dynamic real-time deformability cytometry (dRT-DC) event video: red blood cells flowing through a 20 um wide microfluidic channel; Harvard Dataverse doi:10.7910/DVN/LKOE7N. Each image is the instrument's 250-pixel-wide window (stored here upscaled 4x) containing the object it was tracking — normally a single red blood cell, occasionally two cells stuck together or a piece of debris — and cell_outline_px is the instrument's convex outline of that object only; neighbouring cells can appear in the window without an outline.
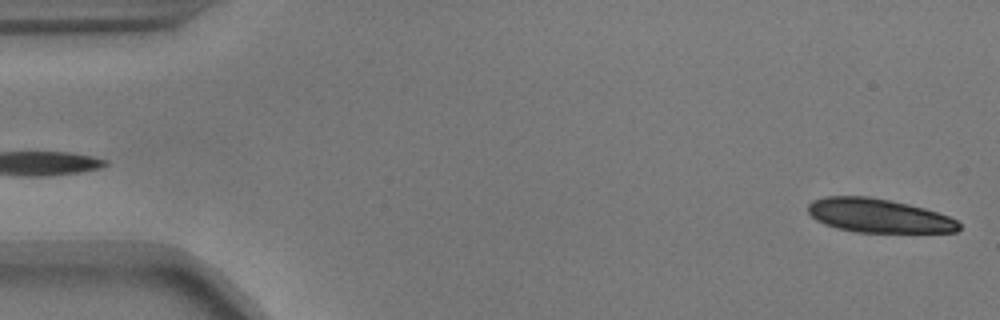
{"species": "common noctule bat (a hibernating species)", "species_latin": "Nyctalus noctula", "temperature_condition": "warm", "stored_images_in_passage": 56, "camera_frame_rate_fps": 3000, "um_per_image_px": 0.085, "animal": {"sex": "male", "body_mass_g": 17.9}, "frame": {"image": 1, "passage_image": 2, "time_ms": 0.333, "image_size_px": [1000, 320], "cell_outline_px": [[960, 228], [956, 232], [856, 232], [836, 228], [824, 224], [816, 220], [808, 212], [808, 204], [812, 200], [824, 196], [868, 196], [908, 204], [924, 208], [948, 216], [956, 220], [960, 224]], "centroid_in_image_um": [74.64, 18.33], "position_along_channel_um": 10.4, "area_um2": 29.71}}
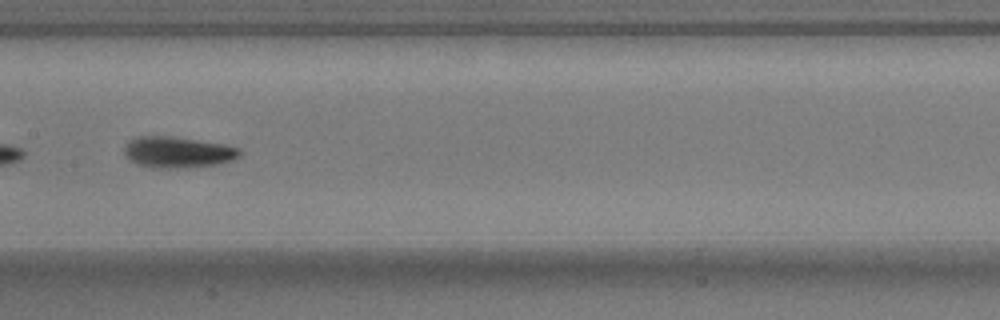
{"frame": {"image": 2, "passage_image": 28, "time_ms": 9.0, "image_size_px": [1000, 320], "cell_outline_px": [[240, 156], [232, 160], [216, 164], [188, 168], [152, 168], [136, 164], [124, 152], [124, 148], [128, 140], [136, 136], [172, 136], [220, 144], [236, 148], [240, 152]], "centroid_in_image_um": [15.05, 12.94], "position_along_channel_um": 192.4, "area_um2": 20.75}}
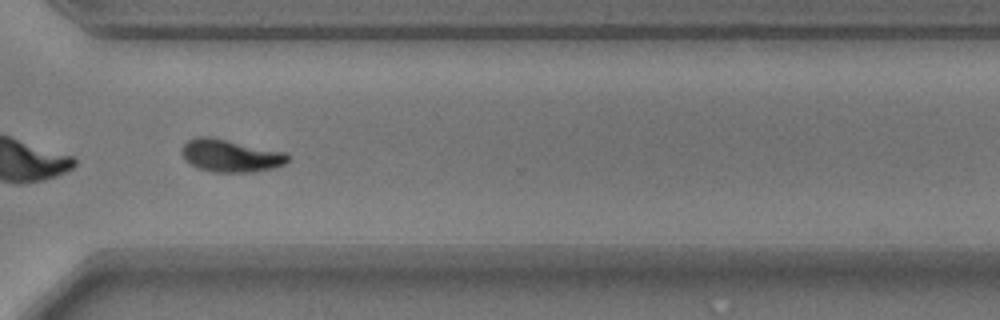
{"frame": {"image": 3, "passage_image": 41, "time_ms": 13.333, "image_size_px": [1000, 320], "cell_outline_px": [[288, 160], [284, 164], [272, 168], [252, 172], [212, 172], [200, 168], [192, 164], [184, 156], [184, 144], [188, 140], [196, 136], [208, 136], [288, 152]], "centroid_in_image_um": [19.65, 13.22], "position_along_channel_um": 350.9, "area_um2": 19.83}, "authors_computed_cell_mechanics": {"area_um2": 19.9121, "velocity_mm_per_s": 3.6669, "shape_relaxation_time_tau1_ms": 2.4529, "shape_relaxation_time_tau2_ms": 2.5954, "deformation_change_tau1": 0.1452, "deformation_change_tau2": 0.0698}}